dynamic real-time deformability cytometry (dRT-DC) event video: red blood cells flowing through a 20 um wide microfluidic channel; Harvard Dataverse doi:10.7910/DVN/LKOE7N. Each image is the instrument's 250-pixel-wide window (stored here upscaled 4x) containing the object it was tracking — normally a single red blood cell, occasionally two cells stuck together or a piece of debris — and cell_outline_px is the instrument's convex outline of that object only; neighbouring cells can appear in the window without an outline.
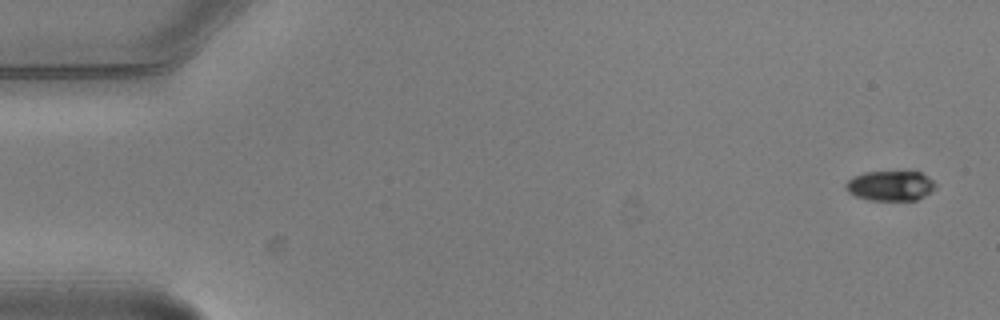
{"species": "common noctule bat (a hibernating species)", "species_latin": "Nyctalus noctula", "temperature_condition": "warm", "stored_images_in_passage": 5, "camera_frame_rate_fps": 3000, "um_per_image_px": 0.085, "animal": {"sex": "male", "body_mass_g": 20.5, "forearm_length_mm": 52.5}, "frame": {"image": 1, "passage_image": 1, "time_ms": 0.0, "image_size_px": [1000, 320], "cell_outline_px": [[936, 188], [932, 192], [916, 200], [868, 200], [856, 196], [848, 192], [844, 188], [844, 184], [852, 176], [864, 172], [920, 172], [928, 176], [936, 184]], "centroid_in_image_um": [75.67, 15.79], "position_along_channel_um": 9.3, "area_um2": 15.84}}
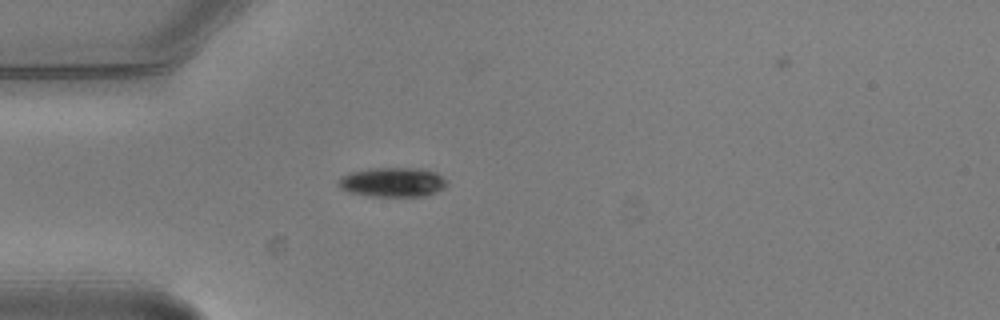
{"frame": {"image": 2, "passage_image": 5, "time_ms": 1.333, "image_size_px": [1000, 320], "cell_outline_px": [[448, 184], [444, 188], [428, 196], [372, 196], [348, 192], [340, 188], [336, 184], [336, 180], [340, 176], [348, 172], [368, 168], [424, 168], [436, 172]], "centroid_in_image_um": [33.32, 15.47], "position_along_channel_um": 51.7, "area_um2": 18.96}}